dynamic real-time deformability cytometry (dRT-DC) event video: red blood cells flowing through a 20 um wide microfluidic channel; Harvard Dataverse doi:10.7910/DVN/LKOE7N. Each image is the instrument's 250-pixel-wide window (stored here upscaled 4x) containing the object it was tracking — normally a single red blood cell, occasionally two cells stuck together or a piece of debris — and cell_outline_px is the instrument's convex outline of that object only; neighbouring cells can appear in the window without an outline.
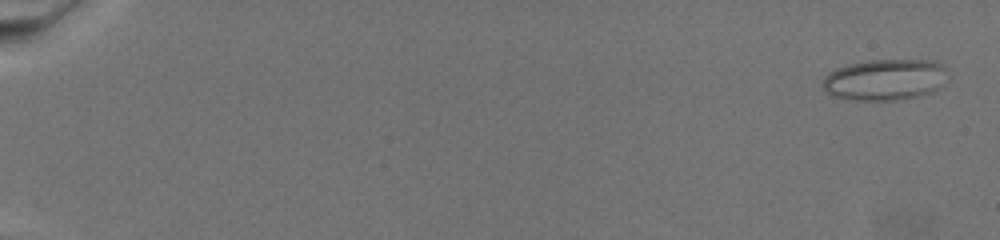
{"species": "common noctule bat (a hibernating species)", "species_latin": "Nyctalus noctula", "temperature_condition": "warm", "stored_images_in_passage": 73, "camera_frame_rate_fps": 3000, "um_per_image_px": 0.085, "animal": {"sex": "female", "body_mass_g": 19.5, "forearm_length_mm": 54.1}, "frame": {"image": 1, "passage_image": 3, "time_ms": 0.667, "image_size_px": [1000, 240], "cell_outline_px": [[948, 80], [940, 88], [932, 92], [916, 96], [896, 100], [852, 100], [832, 96], [824, 92], [820, 84], [824, 76], [828, 72], [836, 68], [848, 64], [872, 60], [936, 60], [944, 64], [948, 72]], "centroid_in_image_um": [75.23, 6.77], "position_along_channel_um": 9.8, "area_um2": 30.75}}
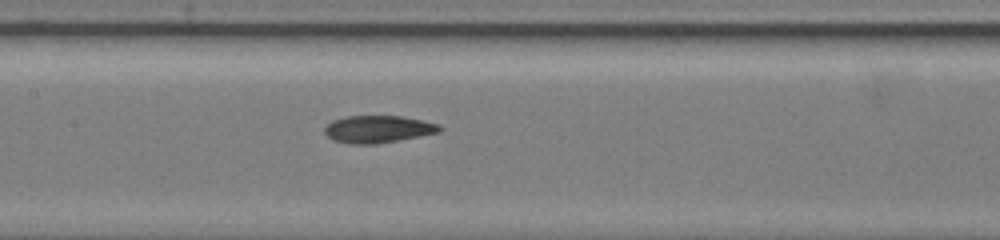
{"frame": {"image": 2, "passage_image": 40, "time_ms": 13.0, "image_size_px": [1000, 240], "cell_outline_px": [[444, 128], [440, 132], [420, 136], [376, 144], [348, 144], [332, 140], [324, 132], [324, 128], [332, 120], [344, 116], [404, 116], [440, 124]], "centroid_in_image_um": [32.14, 10.97], "position_along_channel_um": 175.3, "area_um2": 18.5}}
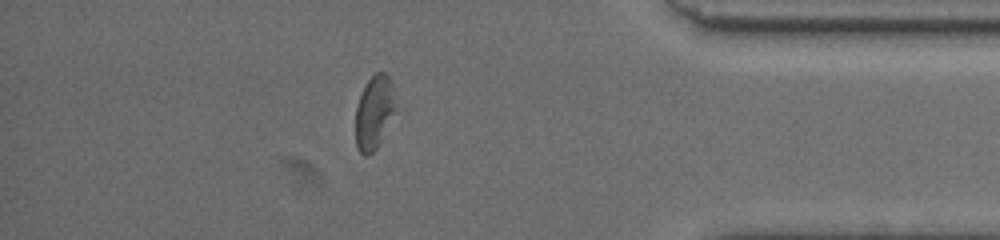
{"frame": {"image": 3, "passage_image": 65, "time_ms": 21.333, "image_size_px": [1000, 240], "cell_outline_px": [[392, 112], [380, 144], [368, 156], [364, 156], [360, 152], [356, 144], [356, 108], [360, 96], [368, 80], [376, 72], [384, 72], [392, 80]], "centroid_in_image_um": [31.75, 9.57], "position_along_channel_um": 403.4, "area_um2": 16.36}}